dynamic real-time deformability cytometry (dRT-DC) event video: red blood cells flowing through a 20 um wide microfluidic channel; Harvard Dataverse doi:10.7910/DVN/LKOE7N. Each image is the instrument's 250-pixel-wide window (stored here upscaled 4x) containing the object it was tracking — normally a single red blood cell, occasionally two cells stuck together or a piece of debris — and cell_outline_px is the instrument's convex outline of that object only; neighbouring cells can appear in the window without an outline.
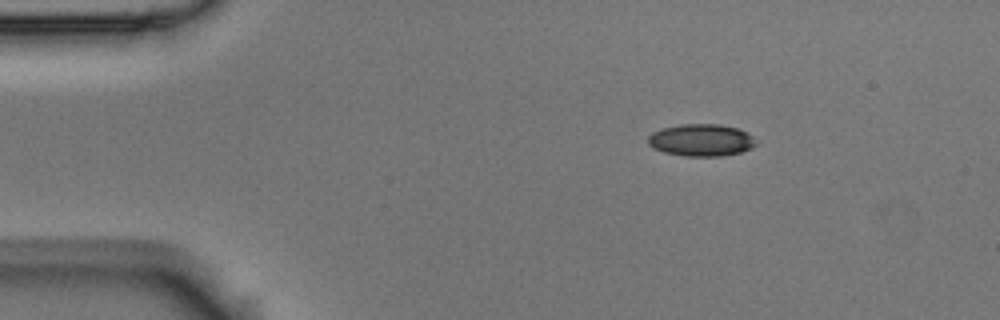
{"species": "Egyptian fruit bat (a non-hibernating species)", "species_latin": "Rousettus aegyptiacus", "temperature_condition": "room temperature", "stored_images_in_passage": 2, "camera_frame_rate_fps": 3000, "um_per_image_px": 0.085, "animal": {"sex": "male"}, "frame": {"image": 1, "passage_image": 1, "time_ms": 0.0, "image_size_px": [1000, 320], "cell_outline_px": [[756, 144], [752, 148], [740, 152], [720, 156], [684, 156], [664, 152], [652, 148], [648, 144], [648, 136], [652, 132], [660, 128], [680, 124], [720, 124], [736, 128], [748, 132], [752, 136]], "centroid_in_image_um": [59.57, 11.9], "position_along_channel_um": 25.4, "area_um2": 20.35}}